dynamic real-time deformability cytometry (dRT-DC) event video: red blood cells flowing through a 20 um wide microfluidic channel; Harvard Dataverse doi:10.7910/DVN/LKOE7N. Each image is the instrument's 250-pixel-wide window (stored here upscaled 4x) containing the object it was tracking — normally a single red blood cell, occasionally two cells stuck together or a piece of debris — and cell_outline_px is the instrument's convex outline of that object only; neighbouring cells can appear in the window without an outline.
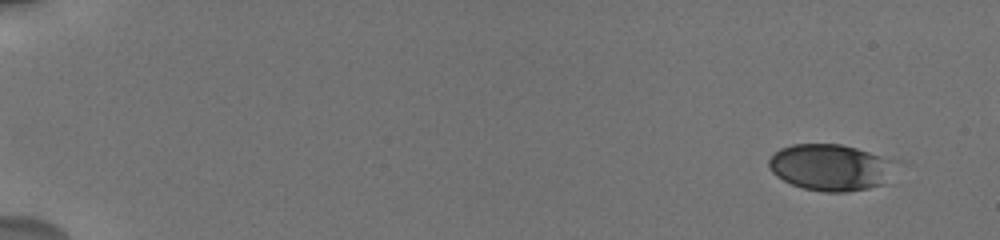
{"species": "human", "species_latin": "Homo sapiens", "temperature_condition": "cold", "stored_images_in_passage": 18, "camera_frame_rate_fps": 3000, "um_per_image_px": 0.085, "donor": {"sex": "male"}, "frame": {"image": 1, "passage_image": 1, "time_ms": 0.0, "image_size_px": [1000, 240], "cell_outline_px": [[888, 160], [884, 184], [868, 188], [848, 192], [824, 192], [804, 188], [792, 184], [776, 176], [768, 168], [768, 160], [780, 148], [792, 144], [840, 144], [856, 148], [880, 156]], "centroid_in_image_um": [70.42, 14.23], "position_along_channel_um": 14.6, "area_um2": 33.23}}
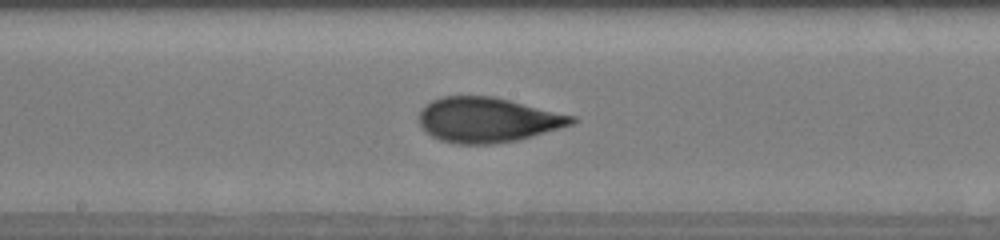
{"frame": {"image": 2, "passage_image": 14, "time_ms": 9.667, "image_size_px": [1000, 240], "cell_outline_px": [[576, 120], [572, 124], [516, 140], [492, 144], [456, 144], [440, 140], [432, 136], [420, 124], [420, 112], [432, 100], [440, 96], [492, 96], [576, 116]], "centroid_in_image_um": [41.43, 10.18], "position_along_channel_um": 206.8, "area_um2": 39.42}}
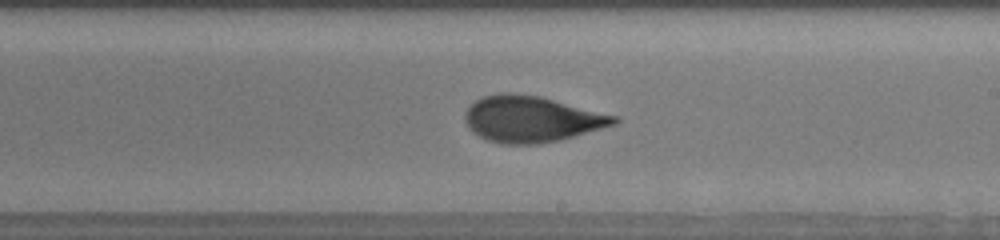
{"frame": {"image": 3, "passage_image": 17, "time_ms": 10.667, "image_size_px": [1000, 240], "cell_outline_px": [[620, 120], [616, 124], [560, 140], [536, 144], [504, 144], [488, 140], [472, 132], [468, 128], [464, 120], [464, 112], [476, 100], [484, 96], [500, 92], [512, 92], [540, 96], [620, 116]], "centroid_in_image_um": [45.18, 10.11], "position_along_channel_um": 243.8, "area_um2": 40.34}}